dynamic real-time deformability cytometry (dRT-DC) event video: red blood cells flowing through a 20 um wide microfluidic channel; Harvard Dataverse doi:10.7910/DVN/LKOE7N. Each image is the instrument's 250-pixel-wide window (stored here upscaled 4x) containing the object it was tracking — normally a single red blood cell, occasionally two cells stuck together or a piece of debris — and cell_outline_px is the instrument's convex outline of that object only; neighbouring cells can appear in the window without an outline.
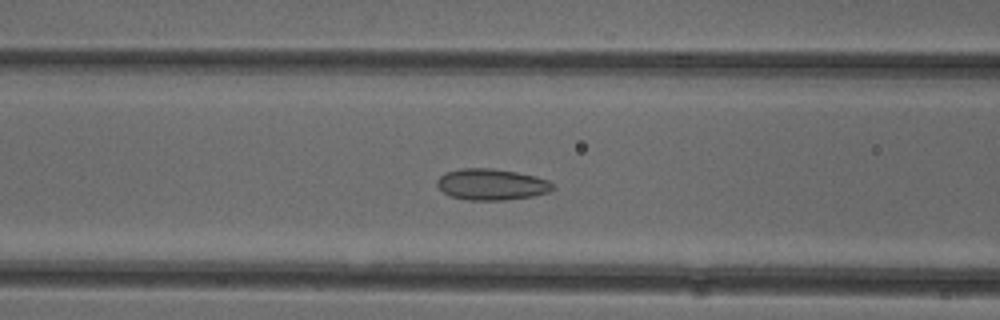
{"species": "common noctule bat (a hibernating species)", "species_latin": "Nyctalus noctula", "temperature_condition": "cold", "stored_images_in_passage": 51, "camera_frame_rate_fps": 3000, "um_per_image_px": 0.085, "animal": {"sex": "female"}, "frame": {"image": 1, "passage_image": 20, "time_ms": 6.333, "image_size_px": [1000, 320], "cell_outline_px": [[556, 188], [548, 192], [532, 196], [504, 200], [468, 200], [452, 196], [444, 192], [436, 184], [436, 180], [444, 172], [460, 168], [492, 168], [516, 172], [536, 176], [548, 180], [556, 184]], "centroid_in_image_um": [41.8, 15.66], "position_along_channel_um": 124.8, "area_um2": 21.21}}
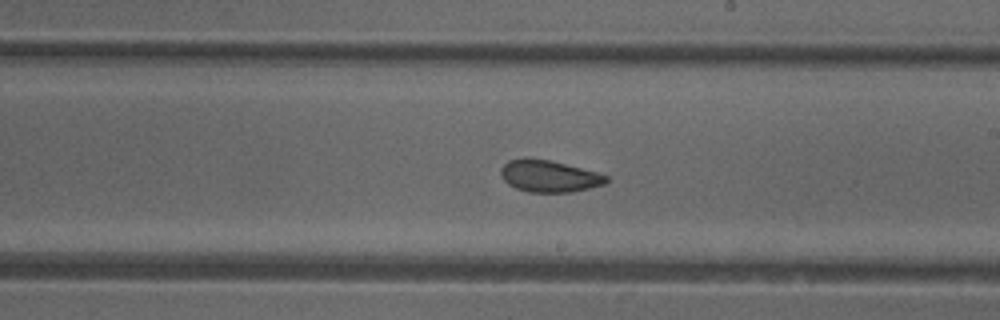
{"frame": {"image": 2, "passage_image": 29, "time_ms": 9.333, "image_size_px": [1000, 320], "cell_outline_px": [[608, 180], [604, 184], [572, 192], [528, 192], [516, 188], [508, 184], [500, 176], [500, 168], [508, 160], [552, 160], [596, 172], [608, 176]], "centroid_in_image_um": [46.67, 14.99], "position_along_channel_um": 242.3, "area_um2": 19.19}}
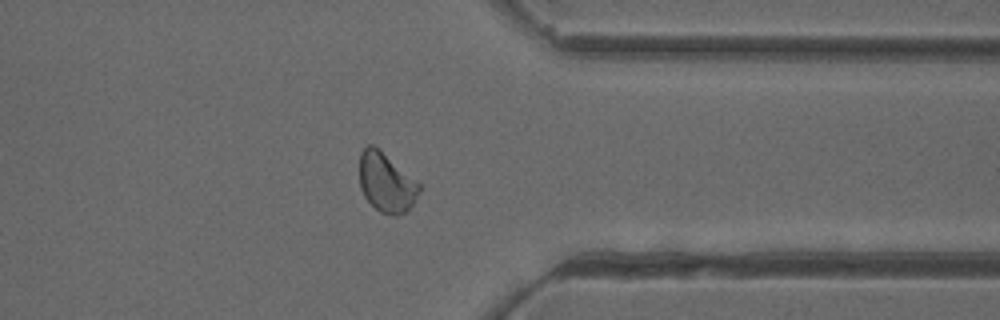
{"frame": {"image": 3, "passage_image": 40, "time_ms": 13.0, "image_size_px": [1000, 320], "cell_outline_px": [[420, 192], [412, 204], [404, 212], [396, 216], [392, 216], [380, 212], [364, 196], [360, 188], [360, 152], [368, 144], [372, 144], [380, 148], [420, 184]], "centroid_in_image_um": [32.82, 15.49], "position_along_channel_um": 378.6, "area_um2": 20.63}, "authors_computed_cell_mechanics": {"area_um2": 20.8658, "velocity_mm_per_s": 3.9151, "shape_relaxation_time_tau1_ms": null, "shape_relaxation_time_tau2_ms": 1.7935, "deformation_change_tau1": null, "deformation_change_tau2": 0.0533}}